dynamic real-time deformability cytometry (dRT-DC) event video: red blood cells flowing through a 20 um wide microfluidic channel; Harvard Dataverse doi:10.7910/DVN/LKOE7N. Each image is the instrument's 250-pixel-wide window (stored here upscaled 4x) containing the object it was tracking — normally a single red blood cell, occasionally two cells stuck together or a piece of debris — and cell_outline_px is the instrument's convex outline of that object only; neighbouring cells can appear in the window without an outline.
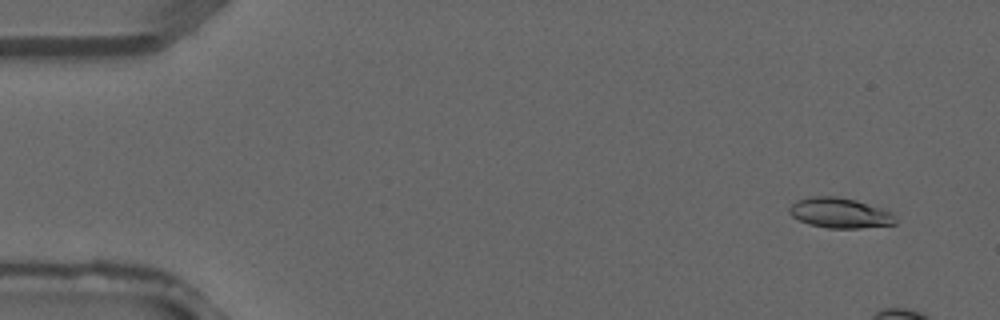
{"species": "common noctule bat (a hibernating species)", "species_latin": "Nyctalus noctula", "temperature_condition": "warm", "stored_images_in_passage": 4, "segment_of_instrument_passage": [2, 2], "camera_frame_rate_fps": 3000, "um_per_image_px": 0.085, "animal": {"sex": "male", "forearm_length_mm": 52.5}, "frame": {"image": 1, "passage_image": 4, "time_ms": 1.0, "image_size_px": [1000, 320], "cell_outline_px": [[896, 224], [860, 228], [828, 228], [808, 224], [792, 216], [788, 212], [788, 208], [796, 200], [808, 196], [836, 196], [856, 200], [884, 208], [892, 212], [896, 220]], "centroid_in_image_um": [71.39, 18.09], "position_along_channel_um": 13.6, "area_um2": 18.9}}